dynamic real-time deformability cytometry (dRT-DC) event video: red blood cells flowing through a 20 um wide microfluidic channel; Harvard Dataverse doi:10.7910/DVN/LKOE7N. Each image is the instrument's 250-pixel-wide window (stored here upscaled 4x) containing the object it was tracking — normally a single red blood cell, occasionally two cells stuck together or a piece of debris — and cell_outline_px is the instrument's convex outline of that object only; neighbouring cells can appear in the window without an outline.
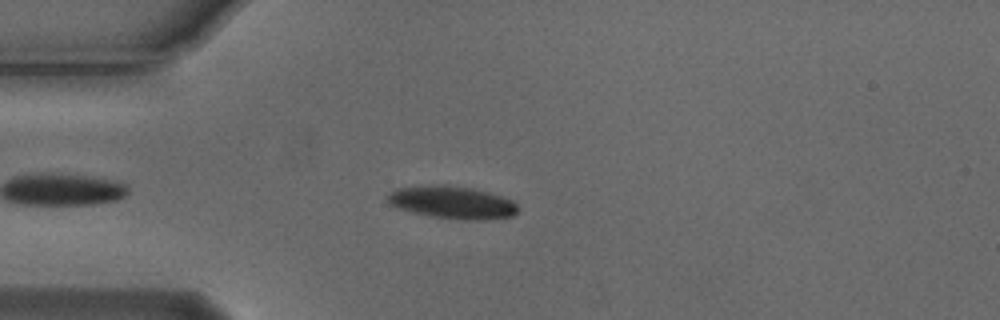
{"species": "Egyptian fruit bat (a non-hibernating species)", "species_latin": "Rousettus aegyptiacus", "temperature_condition": "cold", "stored_images_in_passage": 5, "camera_frame_rate_fps": 3000, "um_per_image_px": 0.085, "animal": {"sex": "male"}, "frame": {"image": 1, "passage_image": 2, "time_ms": 0.333, "image_size_px": [1000, 320], "cell_outline_px": [[520, 208], [512, 216], [484, 220], [464, 220], [432, 216], [412, 212], [396, 208], [388, 204], [388, 192], [396, 188], [428, 184], [448, 184], [488, 192], [512, 200]], "centroid_in_image_um": [38.4, 17.19], "position_along_channel_um": 46.6, "area_um2": 24.97}}
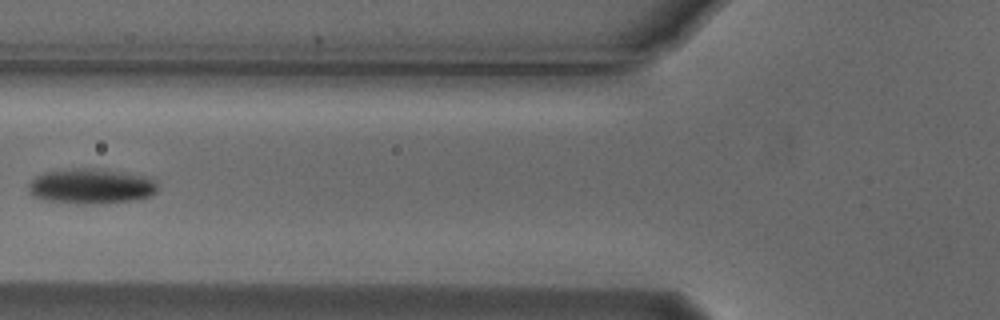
{"frame": {"image": 2, "passage_image": 4, "time_ms": 1.0, "image_size_px": [1000, 320], "cell_outline_px": [[156, 192], [152, 196], [136, 200], [96, 204], [80, 204], [48, 200], [32, 196], [28, 192], [28, 184], [36, 176], [44, 172], [76, 168], [88, 168], [144, 176], [152, 180], [156, 184]], "centroid_in_image_um": [7.7, 15.85], "position_along_channel_um": 118.1, "area_um2": 26.18}}
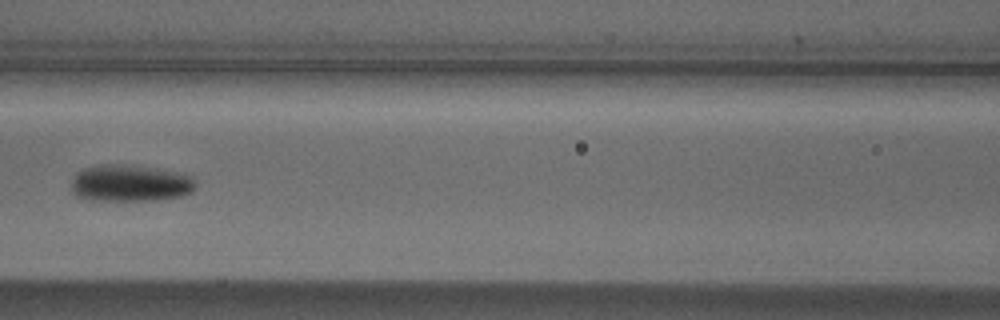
{"frame": {"image": 3, "passage_image": 5, "time_ms": 1.333, "image_size_px": [1000, 320], "cell_outline_px": [[196, 188], [192, 192], [184, 196], [156, 200], [88, 200], [76, 196], [72, 192], [72, 180], [76, 172], [84, 168], [96, 164], [132, 164], [156, 168], [176, 172], [192, 176], [196, 180]], "centroid_in_image_um": [11.07, 15.56], "position_along_channel_um": 155.5, "area_um2": 27.22}}